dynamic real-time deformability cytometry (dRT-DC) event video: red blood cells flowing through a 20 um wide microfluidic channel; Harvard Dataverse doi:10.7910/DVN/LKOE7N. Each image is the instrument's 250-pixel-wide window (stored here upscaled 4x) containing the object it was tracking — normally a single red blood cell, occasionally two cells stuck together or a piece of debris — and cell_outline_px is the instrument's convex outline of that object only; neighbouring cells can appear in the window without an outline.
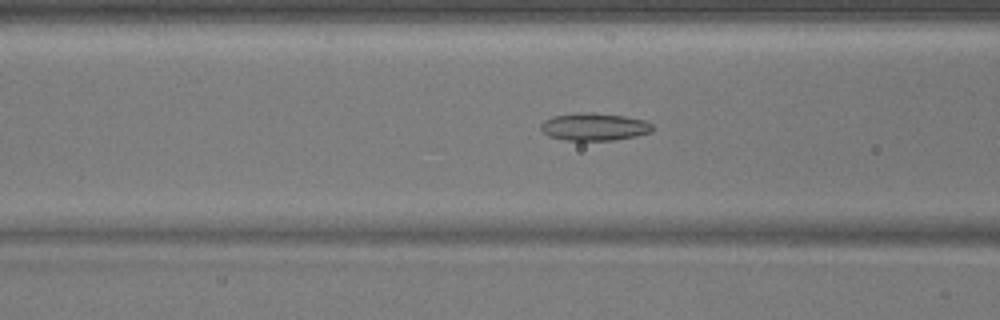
{"species": "common noctule bat (a hibernating species)", "species_latin": "Nyctalus noctula", "temperature_condition": "warm", "stored_images_in_passage": 52, "camera_frame_rate_fps": 3000, "um_per_image_px": 0.085, "animal": {"sex": "male", "body_mass_g": 17.9}, "frame": {"image": 1, "passage_image": 21, "time_ms": 6.667, "image_size_px": [1000, 320], "cell_outline_px": [[652, 132], [636, 136], [612, 140], [564, 140], [548, 136], [540, 128], [540, 124], [544, 120], [552, 116], [576, 112], [592, 112], [624, 116], [644, 120], [652, 124]], "centroid_in_image_um": [50.48, 10.77], "position_along_channel_um": 116.1, "area_um2": 18.03}}
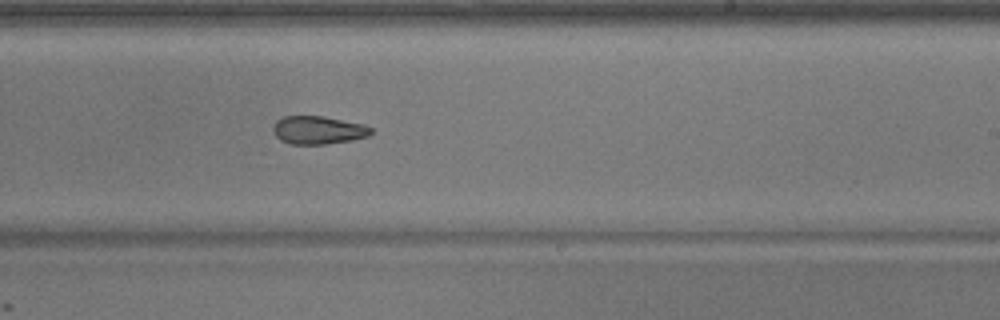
{"frame": {"image": 2, "passage_image": 32, "time_ms": 10.333, "image_size_px": [1000, 320], "cell_outline_px": [[372, 132], [368, 136], [352, 140], [328, 144], [292, 144], [280, 140], [276, 136], [272, 128], [276, 120], [284, 116], [324, 116], [364, 124], [372, 128]], "centroid_in_image_um": [27.05, 11.05], "position_along_channel_um": 262.0, "area_um2": 16.13}}
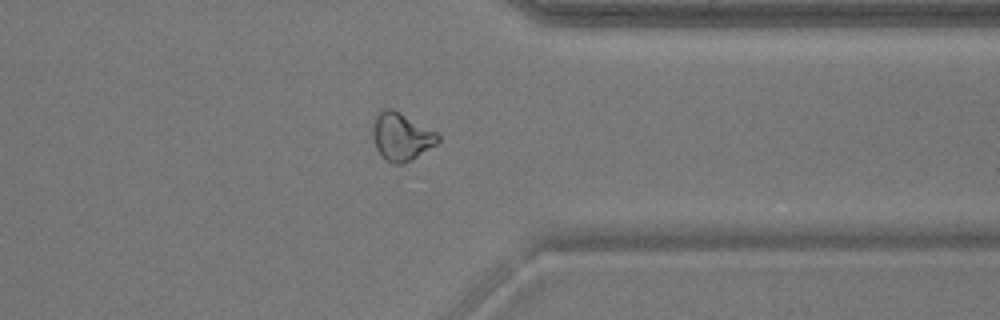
{"frame": {"image": 3, "passage_image": 41, "time_ms": 13.333, "image_size_px": [1000, 320], "cell_outline_px": [[440, 140], [436, 144], [412, 160], [400, 164], [392, 164], [384, 160], [380, 156], [376, 148], [372, 136], [372, 128], [376, 116], [384, 108], [392, 108], [400, 112], [436, 132], [440, 136]], "centroid_in_image_um": [34.09, 11.63], "position_along_channel_um": 377.3, "area_um2": 18.21}}